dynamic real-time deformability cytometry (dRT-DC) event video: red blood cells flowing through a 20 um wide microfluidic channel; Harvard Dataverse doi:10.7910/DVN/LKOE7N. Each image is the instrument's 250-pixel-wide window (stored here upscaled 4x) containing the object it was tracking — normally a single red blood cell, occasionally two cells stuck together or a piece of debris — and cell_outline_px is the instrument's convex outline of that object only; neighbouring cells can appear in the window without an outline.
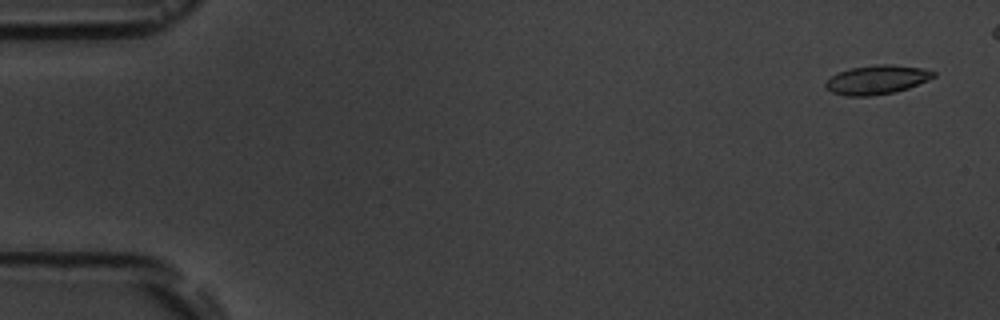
{"species": "common noctule bat (a hibernating species)", "species_latin": "Nyctalus noctula", "temperature_condition": "room temperature", "stored_images_in_passage": 11, "camera_frame_rate_fps": 3000, "um_per_image_px": 0.085, "animal": {"sex": "male", "body_mass_g": 19.5, "forearm_length_mm": 54.6}, "frame": {"image": 1, "passage_image": 1, "time_ms": 0.0, "image_size_px": [1000, 320], "cell_outline_px": [[936, 76], [928, 80], [908, 88], [896, 92], [872, 96], [844, 96], [832, 92], [824, 88], [824, 84], [832, 76], [840, 72], [852, 68], [876, 64], [892, 64], [924, 68], [936, 72]], "centroid_in_image_um": [74.55, 6.78], "position_along_channel_um": 10.4, "area_um2": 18.38}}
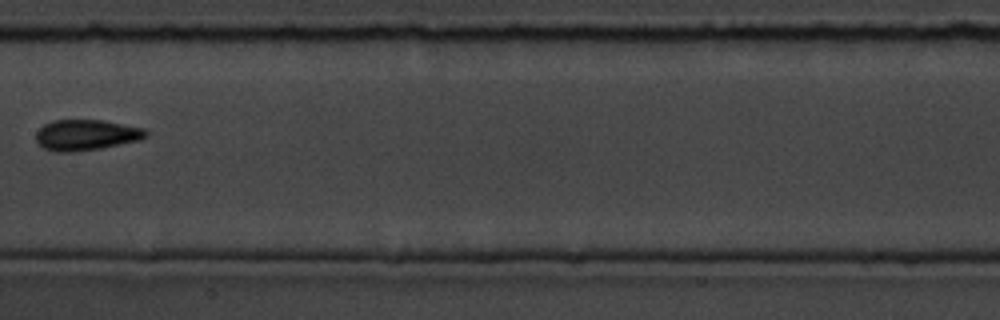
{"frame": {"image": 2, "passage_image": 8, "time_ms": 9.0, "image_size_px": [1000, 320], "cell_outline_px": [[148, 136], [140, 140], [100, 148], [72, 152], [56, 152], [44, 148], [36, 140], [36, 132], [44, 124], [52, 120], [100, 120], [144, 128], [148, 132]], "centroid_in_image_um": [7.32, 11.47], "position_along_channel_um": 200.1, "area_um2": 19.59}}
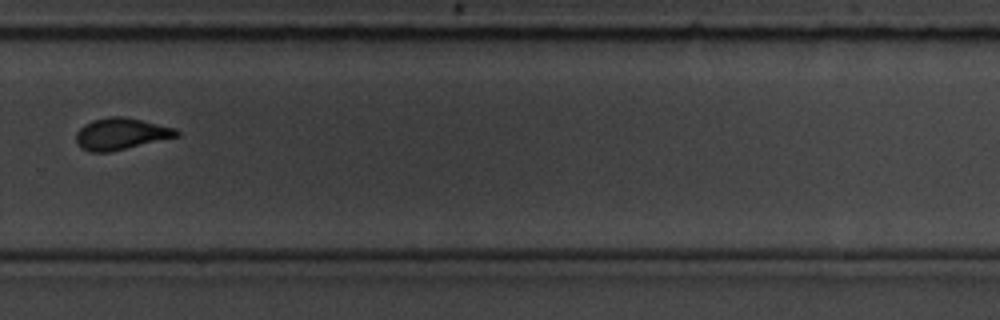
{"frame": {"image": 3, "passage_image": 11, "time_ms": 12.333, "image_size_px": [1000, 320], "cell_outline_px": [[180, 136], [108, 152], [88, 152], [80, 148], [76, 144], [76, 132], [84, 124], [92, 120], [108, 116], [124, 116], [176, 128], [180, 132]], "centroid_in_image_um": [10.26, 11.37], "position_along_channel_um": 319.5, "area_um2": 18.67}}